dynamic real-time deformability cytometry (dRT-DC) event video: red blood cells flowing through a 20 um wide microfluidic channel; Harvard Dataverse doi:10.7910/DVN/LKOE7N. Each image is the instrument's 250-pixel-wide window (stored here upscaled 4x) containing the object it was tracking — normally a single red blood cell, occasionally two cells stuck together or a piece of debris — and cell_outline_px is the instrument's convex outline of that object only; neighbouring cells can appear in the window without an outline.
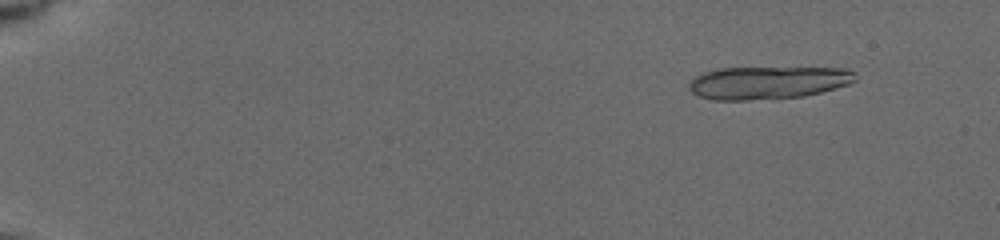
{"species": "common noctule bat (a hibernating species)", "species_latin": "Nyctalus noctula", "temperature_condition": "cold", "stored_images_in_passage": 27, "camera_frame_rate_fps": 3000, "um_per_image_px": 0.085, "animal": {"sex": "female", "body_mass_g": 19.5, "forearm_length_mm": 54.1}, "frame": {"image": 1, "passage_image": 1, "time_ms": 0.0, "image_size_px": [1000, 240], "cell_outline_px": [[856, 80], [848, 84], [836, 88], [804, 96], [748, 100], [712, 100], [700, 96], [692, 92], [688, 88], [688, 84], [696, 76], [704, 72], [720, 68], [848, 68], [856, 72]], "centroid_in_image_um": [65.28, 7.02], "position_along_channel_um": 19.7, "area_um2": 31.73}}